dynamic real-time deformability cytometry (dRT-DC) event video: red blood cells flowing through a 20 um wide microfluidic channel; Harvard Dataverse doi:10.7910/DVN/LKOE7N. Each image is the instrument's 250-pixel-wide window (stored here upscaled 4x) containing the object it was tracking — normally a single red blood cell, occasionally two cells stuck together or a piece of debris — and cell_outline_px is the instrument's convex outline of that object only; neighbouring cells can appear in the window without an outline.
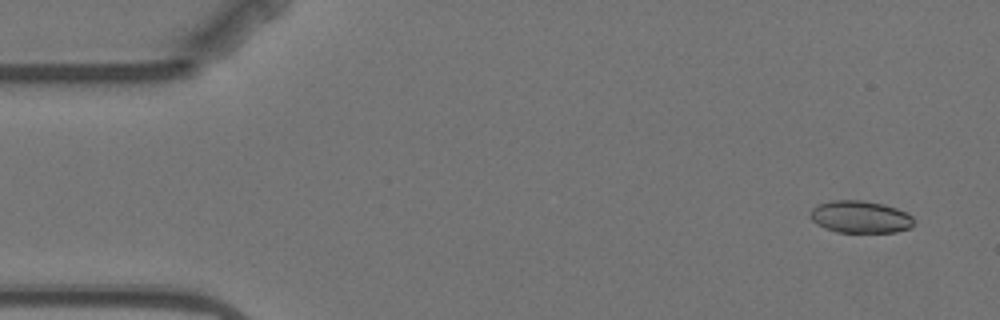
{"species": "Egyptian fruit bat (a non-hibernating species)", "species_latin": "Rousettus aegyptiacus", "temperature_condition": "warm", "stored_images_in_passage": 4, "camera_frame_rate_fps": 3000, "um_per_image_px": 0.085, "animal": {"sex": "female"}, "frame": {"image": 1, "passage_image": 1, "time_ms": 0.0, "image_size_px": [1000, 320], "cell_outline_px": [[916, 224], [912, 228], [896, 232], [836, 232], [824, 228], [816, 224], [808, 216], [808, 212], [812, 208], [820, 204], [832, 200], [860, 200], [884, 204], [908, 212], [912, 216]], "centroid_in_image_um": [73.14, 18.44], "position_along_channel_um": 11.9, "area_um2": 19.83}}
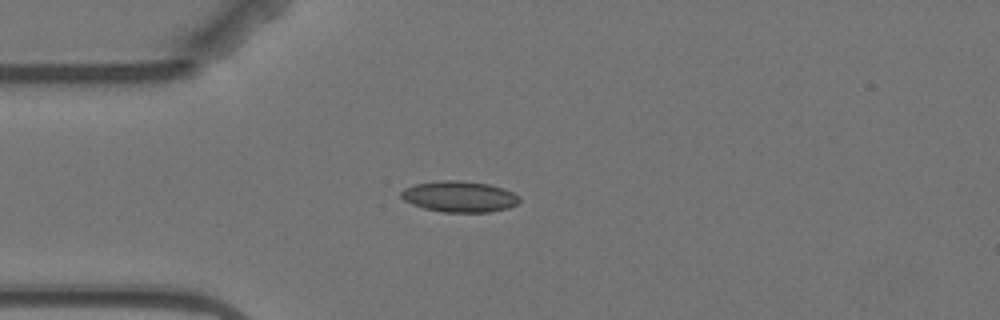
{"frame": {"image": 2, "passage_image": 4, "time_ms": 3.667, "image_size_px": [1000, 320], "cell_outline_px": [[520, 200], [516, 204], [508, 208], [488, 212], [444, 212], [424, 208], [412, 204], [404, 200], [400, 196], [400, 192], [404, 188], [416, 184], [440, 180], [460, 180], [488, 184], [504, 188], [520, 196]], "centroid_in_image_um": [39.05, 16.7], "position_along_channel_um": 46.0, "area_um2": 21.39}}